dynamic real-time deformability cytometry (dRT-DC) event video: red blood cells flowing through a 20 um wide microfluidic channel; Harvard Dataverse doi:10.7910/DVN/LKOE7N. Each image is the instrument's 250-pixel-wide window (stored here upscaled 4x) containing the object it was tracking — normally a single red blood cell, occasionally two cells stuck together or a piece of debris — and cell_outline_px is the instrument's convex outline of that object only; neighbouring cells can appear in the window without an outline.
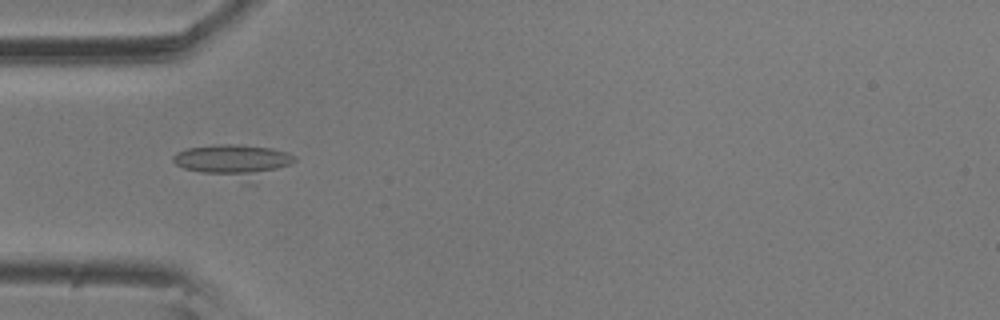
{"species": "common noctule bat (a hibernating species)", "species_latin": "Nyctalus noctula", "temperature_condition": "room temperature", "stored_images_in_passage": 30, "camera_frame_rate_fps": 3000, "um_per_image_px": 0.085, "animal": {"sex": "male", "body_mass_g": 20.5, "forearm_length_mm": 52.5}, "frame": {"image": 1, "passage_image": 1, "time_ms": 0.0, "image_size_px": [1000, 320], "cell_outline_px": [[296, 160], [256, 184], [244, 184], [184, 168], [176, 164], [172, 160], [172, 156], [176, 152], [188, 148], [216, 144], [236, 144], [272, 148], [288, 152], [296, 156]], "centroid_in_image_um": [19.92, 13.73], "position_along_channel_um": 65.1, "area_um2": 24.22}}
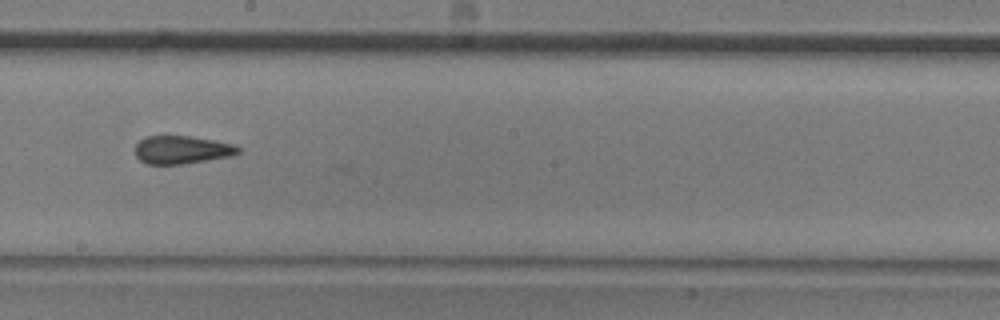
{"frame": {"image": 2, "passage_image": 15, "time_ms": 4.667, "image_size_px": [1000, 320], "cell_outline_px": [[240, 152], [232, 156], [184, 164], [144, 164], [136, 156], [136, 144], [144, 136], [188, 136], [216, 140], [232, 144], [240, 148]], "centroid_in_image_um": [15.45, 12.73], "position_along_channel_um": 232.7, "area_um2": 16.94}}
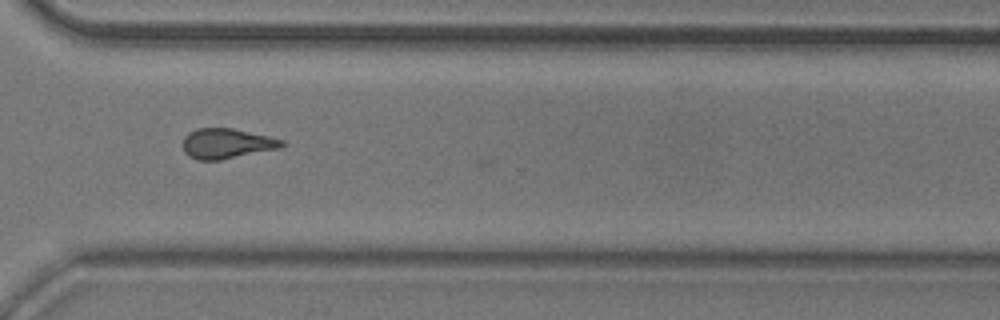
{"frame": {"image": 3, "passage_image": 25, "time_ms": 8.0, "image_size_px": [1000, 320], "cell_outline_px": [[284, 144], [280, 148], [220, 160], [196, 160], [188, 156], [184, 152], [184, 136], [188, 132], [196, 128], [232, 128], [268, 136], [284, 140]], "centroid_in_image_um": [19.24, 12.2], "position_along_channel_um": 351.4, "area_um2": 17.34}, "authors_computed_cell_mechanics": {"area_um2": 17.34, "velocity_mm_per_s": 3.5629, "shape_relaxation_time_tau1_ms": null, "shape_relaxation_time_tau2_ms": 3.0023, "deformation_change_tau1": null, "deformation_change_tau2": 0.0913}}